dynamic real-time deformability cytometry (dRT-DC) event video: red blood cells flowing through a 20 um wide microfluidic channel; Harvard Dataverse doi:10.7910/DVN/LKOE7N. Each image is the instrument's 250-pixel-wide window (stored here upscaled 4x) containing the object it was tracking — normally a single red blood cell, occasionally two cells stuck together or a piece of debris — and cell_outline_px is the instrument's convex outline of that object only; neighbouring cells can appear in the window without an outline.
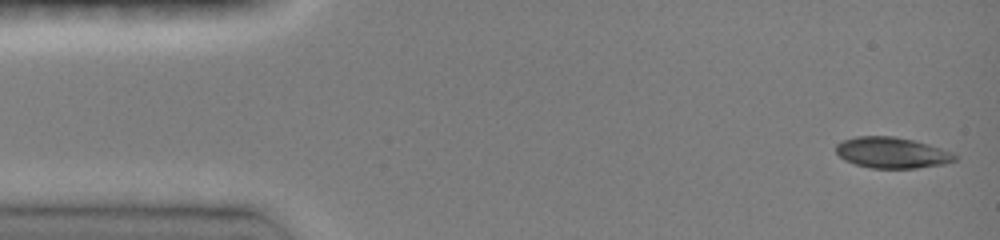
{"species": "common noctule bat (a hibernating species)", "species_latin": "Nyctalus noctula", "temperature_condition": "room temperature", "stored_images_in_passage": 15, "camera_frame_rate_fps": 3000, "um_per_image_px": 0.085, "animal": {"sex": "female", "body_mass_g": 19.0, "forearm_length_mm": 51.5}, "frame": {"image": 1, "passage_image": 1, "time_ms": 0.0, "image_size_px": [1000, 240], "cell_outline_px": [[956, 160], [944, 164], [916, 168], [872, 168], [856, 164], [844, 160], [836, 152], [836, 144], [844, 140], [856, 136], [896, 136], [928, 144], [956, 152]], "centroid_in_image_um": [75.84, 12.97], "position_along_channel_um": 9.2, "area_um2": 21.5}}
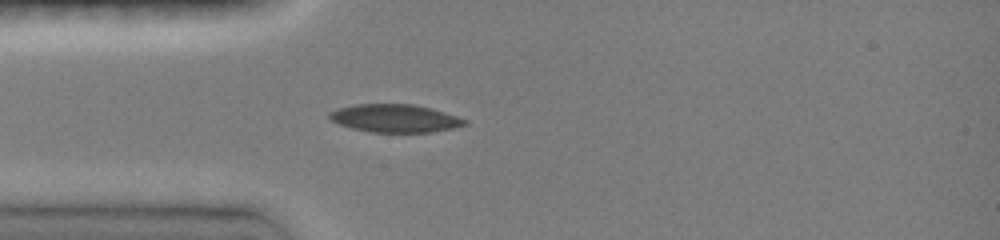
{"frame": {"image": 2, "passage_image": 10, "time_ms": 3.667, "image_size_px": [1000, 240], "cell_outline_px": [[468, 124], [452, 128], [432, 132], [368, 132], [352, 128], [340, 124], [332, 120], [328, 116], [328, 112], [336, 108], [356, 104], [412, 104], [432, 108], [468, 120]], "centroid_in_image_um": [33.56, 10.05], "position_along_channel_um": 51.4, "area_um2": 22.08}}